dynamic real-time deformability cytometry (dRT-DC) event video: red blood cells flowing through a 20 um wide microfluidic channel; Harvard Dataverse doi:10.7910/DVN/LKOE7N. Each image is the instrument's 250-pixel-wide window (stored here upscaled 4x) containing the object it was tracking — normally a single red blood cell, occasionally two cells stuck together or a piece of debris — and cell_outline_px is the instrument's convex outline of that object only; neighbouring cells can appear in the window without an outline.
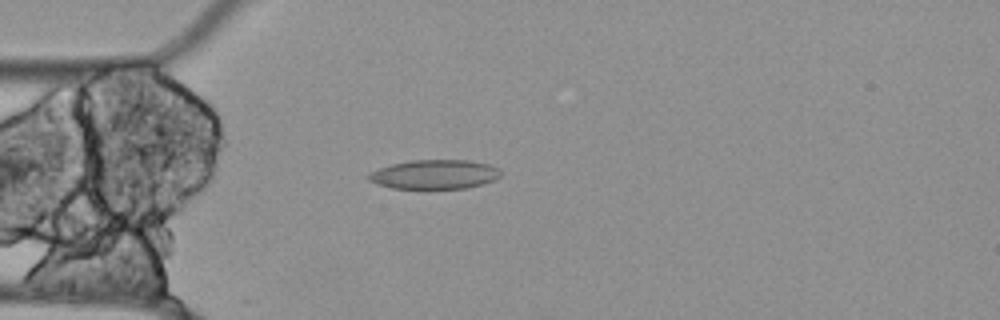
{"species": "Egyptian fruit bat (a non-hibernating species)", "species_latin": "Rousettus aegyptiacus", "temperature_condition": "cold", "stored_images_in_passage": 42, "camera_frame_rate_fps": 3000, "um_per_image_px": 0.085, "animal": {"sex": "female"}, "frame": {"image": 1, "passage_image": 1, "time_ms": 0.0, "image_size_px": [1000, 320], "cell_outline_px": [[500, 176], [492, 180], [480, 184], [464, 188], [428, 192], [392, 188], [376, 184], [368, 180], [364, 176], [368, 172], [392, 164], [412, 160], [468, 160], [488, 164], [500, 168]], "centroid_in_image_um": [36.85, 14.87], "position_along_channel_um": 48.1, "area_um2": 23.47}}
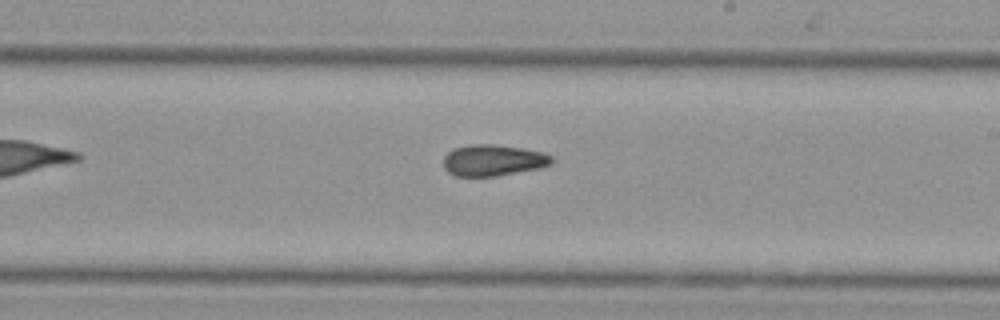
{"frame": {"image": 2, "passage_image": 18, "time_ms": 5.667, "image_size_px": [1000, 320], "cell_outline_px": [[556, 160], [552, 164], [540, 168], [496, 176], [456, 176], [448, 172], [444, 168], [444, 156], [452, 148], [472, 144], [488, 144], [520, 148], [540, 152], [552, 156]], "centroid_in_image_um": [41.91, 13.63], "position_along_channel_um": 247.1, "area_um2": 19.71}}
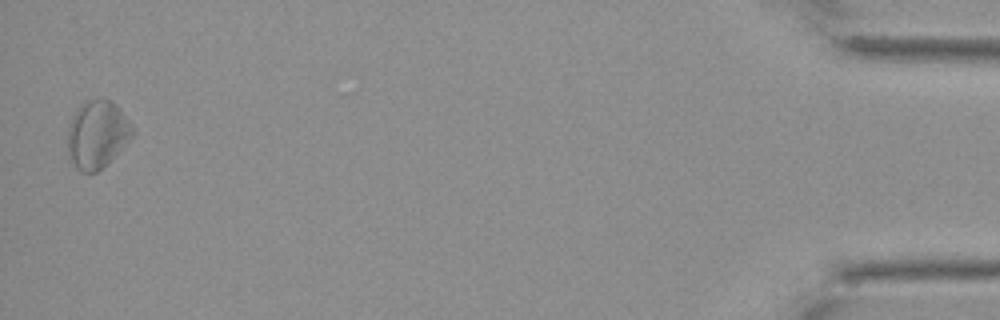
{"frame": {"image": 3, "passage_image": 41, "time_ms": 13.333, "image_size_px": [1000, 320], "cell_outline_px": [[136, 132], [96, 172], [80, 172], [68, 160], [68, 128], [72, 116], [76, 108], [80, 104], [88, 100], [100, 96], [104, 96], [112, 100], [116, 104], [136, 128]], "centroid_in_image_um": [8.24, 11.35], "position_along_channel_um": 427.0, "area_um2": 25.84}}